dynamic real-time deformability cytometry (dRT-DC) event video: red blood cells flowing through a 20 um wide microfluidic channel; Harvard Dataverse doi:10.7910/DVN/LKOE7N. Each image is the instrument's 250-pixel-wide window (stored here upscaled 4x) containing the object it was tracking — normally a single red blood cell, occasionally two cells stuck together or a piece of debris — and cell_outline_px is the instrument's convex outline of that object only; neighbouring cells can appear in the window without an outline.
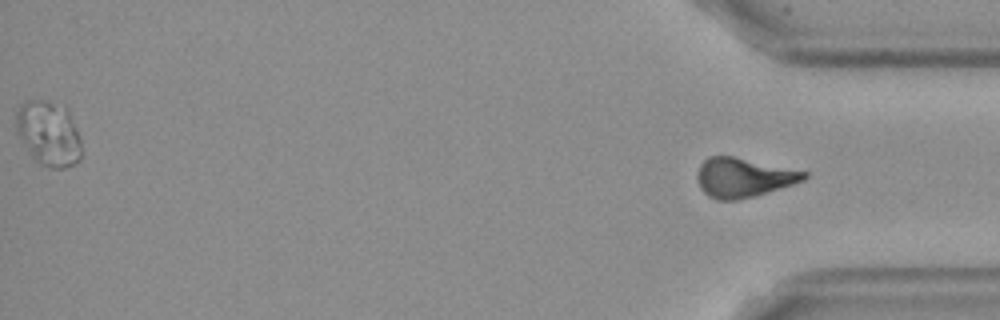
{"species": "Egyptian fruit bat (a non-hibernating species)", "species_latin": "Rousettus aegyptiacus", "temperature_condition": "cold", "stored_images_in_passage": 13, "segment_of_instrument_passage": [2, 2], "camera_frame_rate_fps": 3000, "um_per_image_px": 0.085, "frame": {"image": 1, "passage_image": 13, "time_ms": 15.0, "image_size_px": [1000, 320], "cell_outline_px": [[808, 176], [804, 180], [792, 184], [752, 196], [736, 200], [716, 200], [708, 196], [700, 188], [696, 176], [700, 164], [708, 156], [732, 156], [808, 172]], "centroid_in_image_um": [63.14, 15.08], "position_along_channel_um": 372.1, "area_um2": 24.16}}